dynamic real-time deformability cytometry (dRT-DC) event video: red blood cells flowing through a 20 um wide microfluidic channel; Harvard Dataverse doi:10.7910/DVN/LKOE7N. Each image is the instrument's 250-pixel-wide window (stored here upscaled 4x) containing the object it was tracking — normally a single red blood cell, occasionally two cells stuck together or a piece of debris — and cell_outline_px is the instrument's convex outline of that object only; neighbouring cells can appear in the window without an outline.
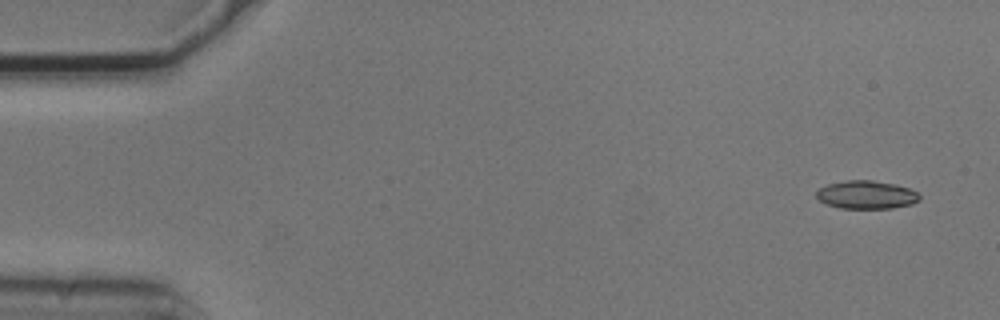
{"species": "common noctule bat (a hibernating species)", "species_latin": "Nyctalus noctula", "temperature_condition": "cold", "stored_images_in_passage": 6, "camera_frame_rate_fps": 3000, "um_per_image_px": 0.085, "animal": {"sex": "male", "body_mass_g": 20.5, "forearm_length_mm": 52.5}, "frame": {"image": 1, "passage_image": 1, "time_ms": 0.0, "image_size_px": [1000, 320], "cell_outline_px": [[920, 200], [912, 204], [892, 208], [840, 208], [828, 204], [820, 200], [816, 196], [816, 192], [820, 188], [828, 184], [848, 180], [872, 180], [896, 184], [920, 192]], "centroid_in_image_um": [73.69, 16.55], "position_along_channel_um": 11.3, "area_um2": 16.94}}
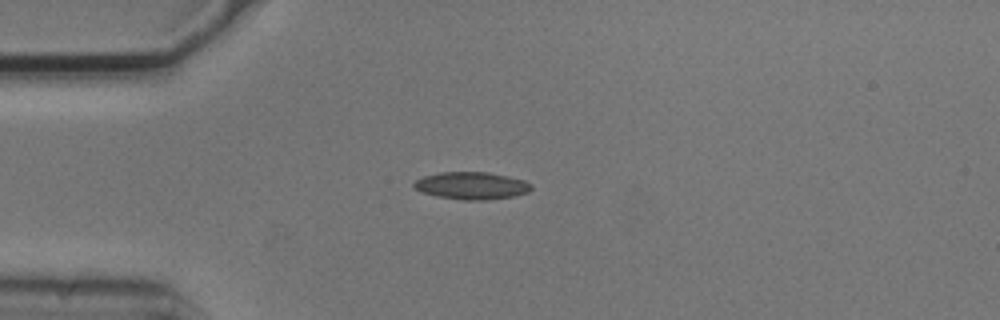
{"frame": {"image": 2, "passage_image": 4, "time_ms": 1.0, "image_size_px": [1000, 320], "cell_outline_px": [[532, 188], [528, 192], [516, 196], [488, 200], [464, 200], [436, 196], [420, 192], [412, 188], [412, 184], [416, 180], [424, 176], [440, 172], [488, 172], [508, 176], [524, 180], [532, 184]], "centroid_in_image_um": [40.08, 15.79], "position_along_channel_um": 44.9, "area_um2": 18.96}}